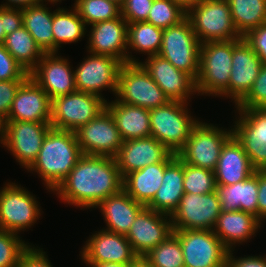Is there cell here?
I'll list each match as a JSON object with an SVG mask.
<instances>
[{
	"instance_id": "obj_7",
	"label": "cell",
	"mask_w": 266,
	"mask_h": 267,
	"mask_svg": "<svg viewBox=\"0 0 266 267\" xmlns=\"http://www.w3.org/2000/svg\"><path fill=\"white\" fill-rule=\"evenodd\" d=\"M200 48L201 42L186 17L179 24L163 29L158 55L196 80L199 72Z\"/></svg>"
},
{
	"instance_id": "obj_48",
	"label": "cell",
	"mask_w": 266,
	"mask_h": 267,
	"mask_svg": "<svg viewBox=\"0 0 266 267\" xmlns=\"http://www.w3.org/2000/svg\"><path fill=\"white\" fill-rule=\"evenodd\" d=\"M30 245L21 255L17 267H53L46 252Z\"/></svg>"
},
{
	"instance_id": "obj_1",
	"label": "cell",
	"mask_w": 266,
	"mask_h": 267,
	"mask_svg": "<svg viewBox=\"0 0 266 267\" xmlns=\"http://www.w3.org/2000/svg\"><path fill=\"white\" fill-rule=\"evenodd\" d=\"M122 189L123 177L113 157L83 155L53 192L66 204L90 209Z\"/></svg>"
},
{
	"instance_id": "obj_25",
	"label": "cell",
	"mask_w": 266,
	"mask_h": 267,
	"mask_svg": "<svg viewBox=\"0 0 266 267\" xmlns=\"http://www.w3.org/2000/svg\"><path fill=\"white\" fill-rule=\"evenodd\" d=\"M255 169L241 143L232 135L223 145L214 171L216 186H227L245 181Z\"/></svg>"
},
{
	"instance_id": "obj_4",
	"label": "cell",
	"mask_w": 266,
	"mask_h": 267,
	"mask_svg": "<svg viewBox=\"0 0 266 267\" xmlns=\"http://www.w3.org/2000/svg\"><path fill=\"white\" fill-rule=\"evenodd\" d=\"M187 18L201 43L242 38L234 27L227 0H199L187 10Z\"/></svg>"
},
{
	"instance_id": "obj_24",
	"label": "cell",
	"mask_w": 266,
	"mask_h": 267,
	"mask_svg": "<svg viewBox=\"0 0 266 267\" xmlns=\"http://www.w3.org/2000/svg\"><path fill=\"white\" fill-rule=\"evenodd\" d=\"M171 151L154 137L123 141L114 157L122 177L142 168L163 162Z\"/></svg>"
},
{
	"instance_id": "obj_42",
	"label": "cell",
	"mask_w": 266,
	"mask_h": 267,
	"mask_svg": "<svg viewBox=\"0 0 266 267\" xmlns=\"http://www.w3.org/2000/svg\"><path fill=\"white\" fill-rule=\"evenodd\" d=\"M236 108H266V64H262L252 88Z\"/></svg>"
},
{
	"instance_id": "obj_29",
	"label": "cell",
	"mask_w": 266,
	"mask_h": 267,
	"mask_svg": "<svg viewBox=\"0 0 266 267\" xmlns=\"http://www.w3.org/2000/svg\"><path fill=\"white\" fill-rule=\"evenodd\" d=\"M122 141L150 137V110L123 102H106Z\"/></svg>"
},
{
	"instance_id": "obj_34",
	"label": "cell",
	"mask_w": 266,
	"mask_h": 267,
	"mask_svg": "<svg viewBox=\"0 0 266 267\" xmlns=\"http://www.w3.org/2000/svg\"><path fill=\"white\" fill-rule=\"evenodd\" d=\"M52 27L54 53H58L61 44L78 42L87 32V27L74 6L70 11L64 8L54 10Z\"/></svg>"
},
{
	"instance_id": "obj_44",
	"label": "cell",
	"mask_w": 266,
	"mask_h": 267,
	"mask_svg": "<svg viewBox=\"0 0 266 267\" xmlns=\"http://www.w3.org/2000/svg\"><path fill=\"white\" fill-rule=\"evenodd\" d=\"M154 0H125L121 8V17L127 23L146 21Z\"/></svg>"
},
{
	"instance_id": "obj_54",
	"label": "cell",
	"mask_w": 266,
	"mask_h": 267,
	"mask_svg": "<svg viewBox=\"0 0 266 267\" xmlns=\"http://www.w3.org/2000/svg\"><path fill=\"white\" fill-rule=\"evenodd\" d=\"M130 267H153L144 257H138Z\"/></svg>"
},
{
	"instance_id": "obj_8",
	"label": "cell",
	"mask_w": 266,
	"mask_h": 267,
	"mask_svg": "<svg viewBox=\"0 0 266 267\" xmlns=\"http://www.w3.org/2000/svg\"><path fill=\"white\" fill-rule=\"evenodd\" d=\"M232 135V129L227 131L199 121L177 156L189 165L215 171L221 149Z\"/></svg>"
},
{
	"instance_id": "obj_57",
	"label": "cell",
	"mask_w": 266,
	"mask_h": 267,
	"mask_svg": "<svg viewBox=\"0 0 266 267\" xmlns=\"http://www.w3.org/2000/svg\"><path fill=\"white\" fill-rule=\"evenodd\" d=\"M42 2L46 1V0H41ZM62 0H47V2H51L52 4H56L57 2H61Z\"/></svg>"
},
{
	"instance_id": "obj_9",
	"label": "cell",
	"mask_w": 266,
	"mask_h": 267,
	"mask_svg": "<svg viewBox=\"0 0 266 267\" xmlns=\"http://www.w3.org/2000/svg\"><path fill=\"white\" fill-rule=\"evenodd\" d=\"M103 97L88 92L76 91L52 99V128L75 132L106 109Z\"/></svg>"
},
{
	"instance_id": "obj_22",
	"label": "cell",
	"mask_w": 266,
	"mask_h": 267,
	"mask_svg": "<svg viewBox=\"0 0 266 267\" xmlns=\"http://www.w3.org/2000/svg\"><path fill=\"white\" fill-rule=\"evenodd\" d=\"M81 250L84 263L132 264L138 258L125 235L105 229L90 236Z\"/></svg>"
},
{
	"instance_id": "obj_32",
	"label": "cell",
	"mask_w": 266,
	"mask_h": 267,
	"mask_svg": "<svg viewBox=\"0 0 266 267\" xmlns=\"http://www.w3.org/2000/svg\"><path fill=\"white\" fill-rule=\"evenodd\" d=\"M43 3L22 8L23 26L44 53H54L53 11Z\"/></svg>"
},
{
	"instance_id": "obj_51",
	"label": "cell",
	"mask_w": 266,
	"mask_h": 267,
	"mask_svg": "<svg viewBox=\"0 0 266 267\" xmlns=\"http://www.w3.org/2000/svg\"><path fill=\"white\" fill-rule=\"evenodd\" d=\"M5 4H1L0 7L6 8H25L42 3L41 0H6Z\"/></svg>"
},
{
	"instance_id": "obj_18",
	"label": "cell",
	"mask_w": 266,
	"mask_h": 267,
	"mask_svg": "<svg viewBox=\"0 0 266 267\" xmlns=\"http://www.w3.org/2000/svg\"><path fill=\"white\" fill-rule=\"evenodd\" d=\"M173 233L169 215L144 207L136 216L126 238L138 257H144Z\"/></svg>"
},
{
	"instance_id": "obj_10",
	"label": "cell",
	"mask_w": 266,
	"mask_h": 267,
	"mask_svg": "<svg viewBox=\"0 0 266 267\" xmlns=\"http://www.w3.org/2000/svg\"><path fill=\"white\" fill-rule=\"evenodd\" d=\"M51 128L50 122L4 121L1 144L21 166L28 169L36 160Z\"/></svg>"
},
{
	"instance_id": "obj_2",
	"label": "cell",
	"mask_w": 266,
	"mask_h": 267,
	"mask_svg": "<svg viewBox=\"0 0 266 267\" xmlns=\"http://www.w3.org/2000/svg\"><path fill=\"white\" fill-rule=\"evenodd\" d=\"M82 156L73 131L51 128L36 160L27 170L37 172L47 190L54 191Z\"/></svg>"
},
{
	"instance_id": "obj_49",
	"label": "cell",
	"mask_w": 266,
	"mask_h": 267,
	"mask_svg": "<svg viewBox=\"0 0 266 267\" xmlns=\"http://www.w3.org/2000/svg\"><path fill=\"white\" fill-rule=\"evenodd\" d=\"M232 252L228 251L227 267H266V256H244L237 259Z\"/></svg>"
},
{
	"instance_id": "obj_35",
	"label": "cell",
	"mask_w": 266,
	"mask_h": 267,
	"mask_svg": "<svg viewBox=\"0 0 266 267\" xmlns=\"http://www.w3.org/2000/svg\"><path fill=\"white\" fill-rule=\"evenodd\" d=\"M235 29L241 37L266 23V0H227Z\"/></svg>"
},
{
	"instance_id": "obj_15",
	"label": "cell",
	"mask_w": 266,
	"mask_h": 267,
	"mask_svg": "<svg viewBox=\"0 0 266 267\" xmlns=\"http://www.w3.org/2000/svg\"><path fill=\"white\" fill-rule=\"evenodd\" d=\"M74 133L83 155L114 158L123 143L114 118L107 109Z\"/></svg>"
},
{
	"instance_id": "obj_6",
	"label": "cell",
	"mask_w": 266,
	"mask_h": 267,
	"mask_svg": "<svg viewBox=\"0 0 266 267\" xmlns=\"http://www.w3.org/2000/svg\"><path fill=\"white\" fill-rule=\"evenodd\" d=\"M116 100L153 109L170 100L140 63H123L118 73Z\"/></svg>"
},
{
	"instance_id": "obj_39",
	"label": "cell",
	"mask_w": 266,
	"mask_h": 267,
	"mask_svg": "<svg viewBox=\"0 0 266 267\" xmlns=\"http://www.w3.org/2000/svg\"><path fill=\"white\" fill-rule=\"evenodd\" d=\"M187 17V11L170 0H154L146 22L166 29L179 24Z\"/></svg>"
},
{
	"instance_id": "obj_47",
	"label": "cell",
	"mask_w": 266,
	"mask_h": 267,
	"mask_svg": "<svg viewBox=\"0 0 266 267\" xmlns=\"http://www.w3.org/2000/svg\"><path fill=\"white\" fill-rule=\"evenodd\" d=\"M243 38L256 52L262 64H266V23L249 31Z\"/></svg>"
},
{
	"instance_id": "obj_33",
	"label": "cell",
	"mask_w": 266,
	"mask_h": 267,
	"mask_svg": "<svg viewBox=\"0 0 266 267\" xmlns=\"http://www.w3.org/2000/svg\"><path fill=\"white\" fill-rule=\"evenodd\" d=\"M3 45L28 74L45 54L24 26L6 35Z\"/></svg>"
},
{
	"instance_id": "obj_31",
	"label": "cell",
	"mask_w": 266,
	"mask_h": 267,
	"mask_svg": "<svg viewBox=\"0 0 266 267\" xmlns=\"http://www.w3.org/2000/svg\"><path fill=\"white\" fill-rule=\"evenodd\" d=\"M224 212L240 210L257 217L258 170L245 181L227 186H216Z\"/></svg>"
},
{
	"instance_id": "obj_5",
	"label": "cell",
	"mask_w": 266,
	"mask_h": 267,
	"mask_svg": "<svg viewBox=\"0 0 266 267\" xmlns=\"http://www.w3.org/2000/svg\"><path fill=\"white\" fill-rule=\"evenodd\" d=\"M232 64V40L201 43L199 72L195 80L200 95H219L228 87Z\"/></svg>"
},
{
	"instance_id": "obj_27",
	"label": "cell",
	"mask_w": 266,
	"mask_h": 267,
	"mask_svg": "<svg viewBox=\"0 0 266 267\" xmlns=\"http://www.w3.org/2000/svg\"><path fill=\"white\" fill-rule=\"evenodd\" d=\"M97 207L105 219V230L126 236L137 214L145 205L135 201L122 189L101 201L95 208Z\"/></svg>"
},
{
	"instance_id": "obj_28",
	"label": "cell",
	"mask_w": 266,
	"mask_h": 267,
	"mask_svg": "<svg viewBox=\"0 0 266 267\" xmlns=\"http://www.w3.org/2000/svg\"><path fill=\"white\" fill-rule=\"evenodd\" d=\"M171 153L163 162L148 165L123 177V190L135 201L147 205L162 185L165 167L176 157Z\"/></svg>"
},
{
	"instance_id": "obj_36",
	"label": "cell",
	"mask_w": 266,
	"mask_h": 267,
	"mask_svg": "<svg viewBox=\"0 0 266 267\" xmlns=\"http://www.w3.org/2000/svg\"><path fill=\"white\" fill-rule=\"evenodd\" d=\"M163 29L146 21L128 23L127 50L147 53L148 57L159 54Z\"/></svg>"
},
{
	"instance_id": "obj_56",
	"label": "cell",
	"mask_w": 266,
	"mask_h": 267,
	"mask_svg": "<svg viewBox=\"0 0 266 267\" xmlns=\"http://www.w3.org/2000/svg\"><path fill=\"white\" fill-rule=\"evenodd\" d=\"M2 129H3V122L0 120V143L2 140Z\"/></svg>"
},
{
	"instance_id": "obj_37",
	"label": "cell",
	"mask_w": 266,
	"mask_h": 267,
	"mask_svg": "<svg viewBox=\"0 0 266 267\" xmlns=\"http://www.w3.org/2000/svg\"><path fill=\"white\" fill-rule=\"evenodd\" d=\"M74 7L85 25L109 21L121 15V8L109 0H75Z\"/></svg>"
},
{
	"instance_id": "obj_40",
	"label": "cell",
	"mask_w": 266,
	"mask_h": 267,
	"mask_svg": "<svg viewBox=\"0 0 266 267\" xmlns=\"http://www.w3.org/2000/svg\"><path fill=\"white\" fill-rule=\"evenodd\" d=\"M184 193L209 194L216 191L215 173L183 162Z\"/></svg>"
},
{
	"instance_id": "obj_53",
	"label": "cell",
	"mask_w": 266,
	"mask_h": 267,
	"mask_svg": "<svg viewBox=\"0 0 266 267\" xmlns=\"http://www.w3.org/2000/svg\"><path fill=\"white\" fill-rule=\"evenodd\" d=\"M170 1L179 4L182 8H184L187 11L191 6H193L199 0H170Z\"/></svg>"
},
{
	"instance_id": "obj_13",
	"label": "cell",
	"mask_w": 266,
	"mask_h": 267,
	"mask_svg": "<svg viewBox=\"0 0 266 267\" xmlns=\"http://www.w3.org/2000/svg\"><path fill=\"white\" fill-rule=\"evenodd\" d=\"M221 211L216 191L201 195L185 193L170 216L173 230H213Z\"/></svg>"
},
{
	"instance_id": "obj_26",
	"label": "cell",
	"mask_w": 266,
	"mask_h": 267,
	"mask_svg": "<svg viewBox=\"0 0 266 267\" xmlns=\"http://www.w3.org/2000/svg\"><path fill=\"white\" fill-rule=\"evenodd\" d=\"M262 222L253 214L234 210L221 211L217 218L213 232L223 242L228 250H233V245L247 242L258 232Z\"/></svg>"
},
{
	"instance_id": "obj_20",
	"label": "cell",
	"mask_w": 266,
	"mask_h": 267,
	"mask_svg": "<svg viewBox=\"0 0 266 267\" xmlns=\"http://www.w3.org/2000/svg\"><path fill=\"white\" fill-rule=\"evenodd\" d=\"M29 76L52 99L76 92L75 72L68 59L45 53Z\"/></svg>"
},
{
	"instance_id": "obj_11",
	"label": "cell",
	"mask_w": 266,
	"mask_h": 267,
	"mask_svg": "<svg viewBox=\"0 0 266 267\" xmlns=\"http://www.w3.org/2000/svg\"><path fill=\"white\" fill-rule=\"evenodd\" d=\"M5 185L0 189V229L19 234L36 223L41 211L28 190L15 183Z\"/></svg>"
},
{
	"instance_id": "obj_46",
	"label": "cell",
	"mask_w": 266,
	"mask_h": 267,
	"mask_svg": "<svg viewBox=\"0 0 266 267\" xmlns=\"http://www.w3.org/2000/svg\"><path fill=\"white\" fill-rule=\"evenodd\" d=\"M24 81L25 80L0 81V120L2 122L7 118L16 92Z\"/></svg>"
},
{
	"instance_id": "obj_21",
	"label": "cell",
	"mask_w": 266,
	"mask_h": 267,
	"mask_svg": "<svg viewBox=\"0 0 266 267\" xmlns=\"http://www.w3.org/2000/svg\"><path fill=\"white\" fill-rule=\"evenodd\" d=\"M139 63L170 101L188 103V98L197 93L195 80L189 74L175 68L162 56H150L144 63Z\"/></svg>"
},
{
	"instance_id": "obj_50",
	"label": "cell",
	"mask_w": 266,
	"mask_h": 267,
	"mask_svg": "<svg viewBox=\"0 0 266 267\" xmlns=\"http://www.w3.org/2000/svg\"><path fill=\"white\" fill-rule=\"evenodd\" d=\"M257 218L266 219V170H258Z\"/></svg>"
},
{
	"instance_id": "obj_43",
	"label": "cell",
	"mask_w": 266,
	"mask_h": 267,
	"mask_svg": "<svg viewBox=\"0 0 266 267\" xmlns=\"http://www.w3.org/2000/svg\"><path fill=\"white\" fill-rule=\"evenodd\" d=\"M29 74L0 44V81L6 80H26Z\"/></svg>"
},
{
	"instance_id": "obj_14",
	"label": "cell",
	"mask_w": 266,
	"mask_h": 267,
	"mask_svg": "<svg viewBox=\"0 0 266 267\" xmlns=\"http://www.w3.org/2000/svg\"><path fill=\"white\" fill-rule=\"evenodd\" d=\"M239 120L232 128L255 170H266V108H236Z\"/></svg>"
},
{
	"instance_id": "obj_41",
	"label": "cell",
	"mask_w": 266,
	"mask_h": 267,
	"mask_svg": "<svg viewBox=\"0 0 266 267\" xmlns=\"http://www.w3.org/2000/svg\"><path fill=\"white\" fill-rule=\"evenodd\" d=\"M21 237L0 229V267H17L22 253L30 246Z\"/></svg>"
},
{
	"instance_id": "obj_16",
	"label": "cell",
	"mask_w": 266,
	"mask_h": 267,
	"mask_svg": "<svg viewBox=\"0 0 266 267\" xmlns=\"http://www.w3.org/2000/svg\"><path fill=\"white\" fill-rule=\"evenodd\" d=\"M228 87L220 94L235 106L248 94L258 77L262 61L242 37L232 40V64Z\"/></svg>"
},
{
	"instance_id": "obj_19",
	"label": "cell",
	"mask_w": 266,
	"mask_h": 267,
	"mask_svg": "<svg viewBox=\"0 0 266 267\" xmlns=\"http://www.w3.org/2000/svg\"><path fill=\"white\" fill-rule=\"evenodd\" d=\"M90 26L87 52L110 56L122 63H139L138 59L127 52L128 23L121 15L116 19L97 22Z\"/></svg>"
},
{
	"instance_id": "obj_3",
	"label": "cell",
	"mask_w": 266,
	"mask_h": 267,
	"mask_svg": "<svg viewBox=\"0 0 266 267\" xmlns=\"http://www.w3.org/2000/svg\"><path fill=\"white\" fill-rule=\"evenodd\" d=\"M188 104L169 101L162 107L150 109V136L174 154L184 147L192 128L199 122L188 111Z\"/></svg>"
},
{
	"instance_id": "obj_17",
	"label": "cell",
	"mask_w": 266,
	"mask_h": 267,
	"mask_svg": "<svg viewBox=\"0 0 266 267\" xmlns=\"http://www.w3.org/2000/svg\"><path fill=\"white\" fill-rule=\"evenodd\" d=\"M89 54L74 70L76 90L103 97L101 90L108 88L116 95L118 73L123 63L110 56Z\"/></svg>"
},
{
	"instance_id": "obj_38",
	"label": "cell",
	"mask_w": 266,
	"mask_h": 267,
	"mask_svg": "<svg viewBox=\"0 0 266 267\" xmlns=\"http://www.w3.org/2000/svg\"><path fill=\"white\" fill-rule=\"evenodd\" d=\"M144 258L153 267H185L182 247L174 233L152 249Z\"/></svg>"
},
{
	"instance_id": "obj_30",
	"label": "cell",
	"mask_w": 266,
	"mask_h": 267,
	"mask_svg": "<svg viewBox=\"0 0 266 267\" xmlns=\"http://www.w3.org/2000/svg\"><path fill=\"white\" fill-rule=\"evenodd\" d=\"M183 178V161L176 155L165 167L162 185L146 207L171 216L185 194Z\"/></svg>"
},
{
	"instance_id": "obj_23",
	"label": "cell",
	"mask_w": 266,
	"mask_h": 267,
	"mask_svg": "<svg viewBox=\"0 0 266 267\" xmlns=\"http://www.w3.org/2000/svg\"><path fill=\"white\" fill-rule=\"evenodd\" d=\"M52 100L29 76L19 87L5 121L50 122Z\"/></svg>"
},
{
	"instance_id": "obj_12",
	"label": "cell",
	"mask_w": 266,
	"mask_h": 267,
	"mask_svg": "<svg viewBox=\"0 0 266 267\" xmlns=\"http://www.w3.org/2000/svg\"><path fill=\"white\" fill-rule=\"evenodd\" d=\"M185 267H227L228 249L213 230H173Z\"/></svg>"
},
{
	"instance_id": "obj_45",
	"label": "cell",
	"mask_w": 266,
	"mask_h": 267,
	"mask_svg": "<svg viewBox=\"0 0 266 267\" xmlns=\"http://www.w3.org/2000/svg\"><path fill=\"white\" fill-rule=\"evenodd\" d=\"M23 26L22 9L0 7V44L4 43L6 35Z\"/></svg>"
},
{
	"instance_id": "obj_55",
	"label": "cell",
	"mask_w": 266,
	"mask_h": 267,
	"mask_svg": "<svg viewBox=\"0 0 266 267\" xmlns=\"http://www.w3.org/2000/svg\"><path fill=\"white\" fill-rule=\"evenodd\" d=\"M109 1H113V2H115L117 5H119L121 7L125 0H109Z\"/></svg>"
},
{
	"instance_id": "obj_52",
	"label": "cell",
	"mask_w": 266,
	"mask_h": 267,
	"mask_svg": "<svg viewBox=\"0 0 266 267\" xmlns=\"http://www.w3.org/2000/svg\"><path fill=\"white\" fill-rule=\"evenodd\" d=\"M86 266L91 267H130L131 264H121L115 262H108V263H86Z\"/></svg>"
}]
</instances>
